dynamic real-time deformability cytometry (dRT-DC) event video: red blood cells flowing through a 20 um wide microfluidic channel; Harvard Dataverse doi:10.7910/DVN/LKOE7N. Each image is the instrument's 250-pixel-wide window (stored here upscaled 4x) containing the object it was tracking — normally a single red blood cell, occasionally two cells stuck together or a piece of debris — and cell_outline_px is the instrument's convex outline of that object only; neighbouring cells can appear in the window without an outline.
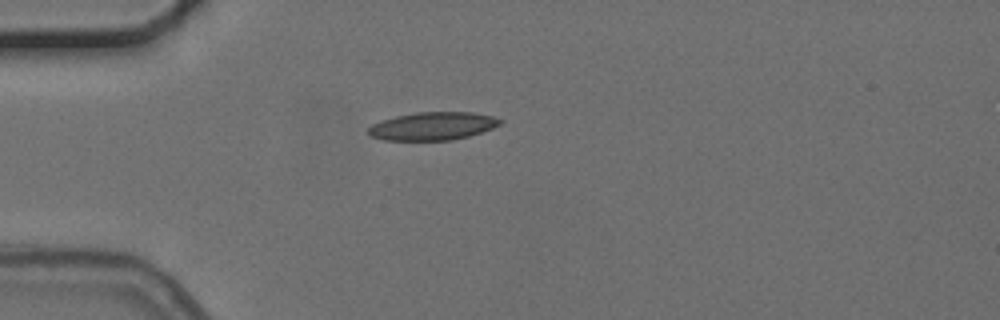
{"species": "common noctule bat (a hibernating species)", "species_latin": "Nyctalus noctula", "temperature_condition": "cold", "stored_images_in_passage": 4, "camera_frame_rate_fps": 3000, "um_per_image_px": 0.085, "animal": {"sex": "female", "body_mass_g": 24.6, "forearm_length_mm": 56.2}, "frame": {"image": 1, "passage_image": 1, "time_ms": 0.0, "image_size_px": [1000, 320], "cell_outline_px": [[504, 120], [500, 124], [492, 128], [468, 136], [452, 140], [384, 140], [372, 136], [368, 132], [368, 128], [372, 124], [380, 120], [396, 116], [416, 112], [472, 112], [492, 116]], "centroid_in_image_um": [36.77, 10.71], "position_along_channel_um": 48.2, "area_um2": 21.44}}
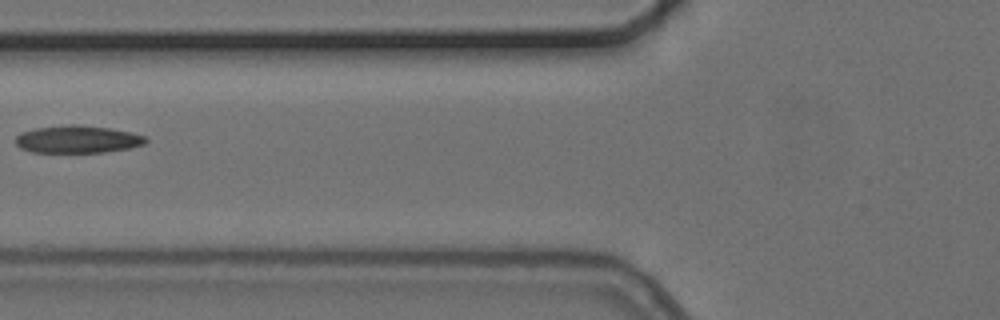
{"frame": {"image": 2, "passage_image": 3, "time_ms": 2.333, "image_size_px": [1000, 320], "cell_outline_px": [[148, 140], [144, 144], [128, 148], [104, 152], [32, 152], [20, 148], [16, 144], [16, 136], [20, 132], [36, 128], [72, 124], [80, 124], [112, 128], [132, 132], [144, 136]], "centroid_in_image_um": [6.59, 11.83], "position_along_channel_um": 119.2, "area_um2": 20.92}}
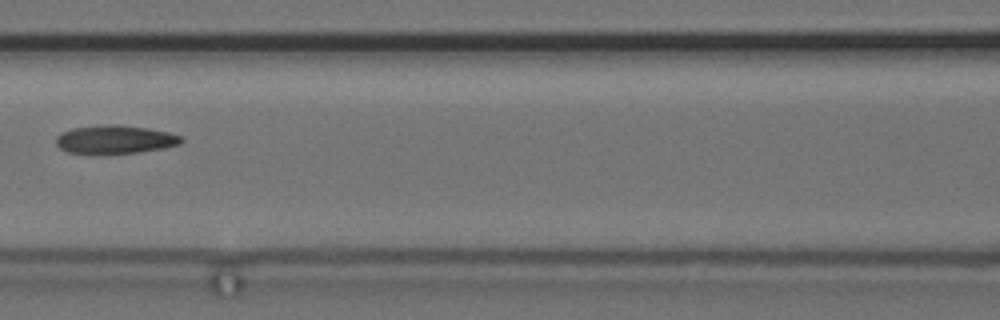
{"frame": {"image": 3, "passage_image": 4, "time_ms": 3.333, "image_size_px": [1000, 320], "cell_outline_px": [[184, 140], [180, 144], [164, 148], [136, 152], [96, 156], [68, 152], [60, 148], [56, 144], [56, 136], [60, 132], [72, 128], [108, 124], [120, 124], [148, 128], [168, 132], [184, 136]], "centroid_in_image_um": [9.75, 11.87], "position_along_channel_um": 156.8, "area_um2": 21.44}}